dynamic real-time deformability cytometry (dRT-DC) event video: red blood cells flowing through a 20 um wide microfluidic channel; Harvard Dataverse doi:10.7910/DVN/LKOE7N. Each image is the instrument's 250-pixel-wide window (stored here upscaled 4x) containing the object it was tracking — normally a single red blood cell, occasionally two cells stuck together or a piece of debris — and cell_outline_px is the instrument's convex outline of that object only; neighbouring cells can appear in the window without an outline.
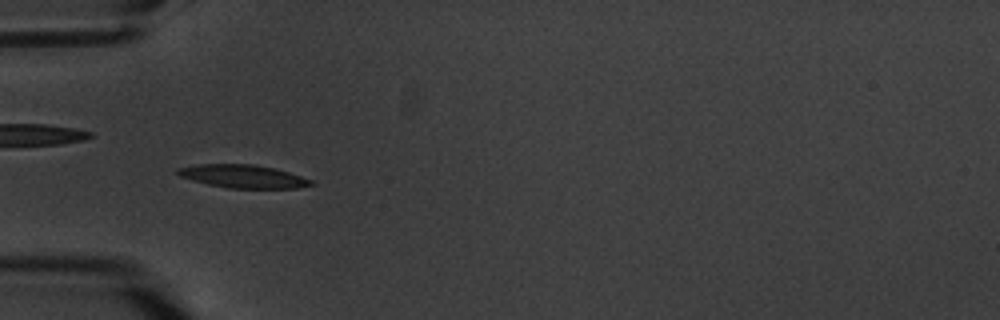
{"species": "common noctule bat (a hibernating species)", "species_latin": "Nyctalus noctula", "temperature_condition": "warm", "stored_images_in_passage": 6, "camera_frame_rate_fps": 3000, "um_per_image_px": 0.085, "animal": {"sex": "male", "body_mass_g": 20.1, "forearm_length_mm": 53.5}, "frame": {"image": 1, "passage_image": 5, "time_ms": 4.667, "image_size_px": [1000, 320], "cell_outline_px": [[316, 184], [296, 188], [228, 188], [208, 184], [192, 180], [180, 176], [176, 172], [176, 168], [196, 164], [252, 164], [276, 168], [312, 180]], "centroid_in_image_um": [20.65, 14.98], "position_along_channel_um": 64.4, "area_um2": 17.98}}